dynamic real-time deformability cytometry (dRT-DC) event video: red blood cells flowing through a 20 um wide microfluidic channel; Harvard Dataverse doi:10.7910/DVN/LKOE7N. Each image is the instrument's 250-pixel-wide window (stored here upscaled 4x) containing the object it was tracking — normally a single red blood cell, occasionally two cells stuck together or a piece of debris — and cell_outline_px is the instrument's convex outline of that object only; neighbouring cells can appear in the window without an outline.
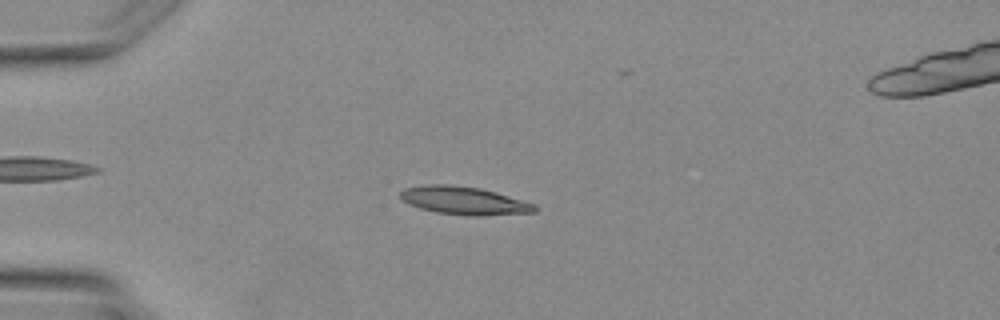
{"species": "Egyptian fruit bat (a non-hibernating species)", "species_latin": "Rousettus aegyptiacus", "temperature_condition": "warm", "stored_images_in_passage": 5, "camera_frame_rate_fps": 3000, "um_per_image_px": 0.085, "animal": {"sex": "female"}, "frame": {"image": 1, "passage_image": 4, "time_ms": 3.333, "image_size_px": [1000, 320], "cell_outline_px": [[536, 212], [480, 216], [472, 216], [436, 212], [420, 208], [408, 204], [400, 196], [400, 192], [404, 188], [424, 184], [452, 184], [480, 188], [496, 192], [536, 204]], "centroid_in_image_um": [39.44, 17.04], "position_along_channel_um": 45.6, "area_um2": 22.02}}